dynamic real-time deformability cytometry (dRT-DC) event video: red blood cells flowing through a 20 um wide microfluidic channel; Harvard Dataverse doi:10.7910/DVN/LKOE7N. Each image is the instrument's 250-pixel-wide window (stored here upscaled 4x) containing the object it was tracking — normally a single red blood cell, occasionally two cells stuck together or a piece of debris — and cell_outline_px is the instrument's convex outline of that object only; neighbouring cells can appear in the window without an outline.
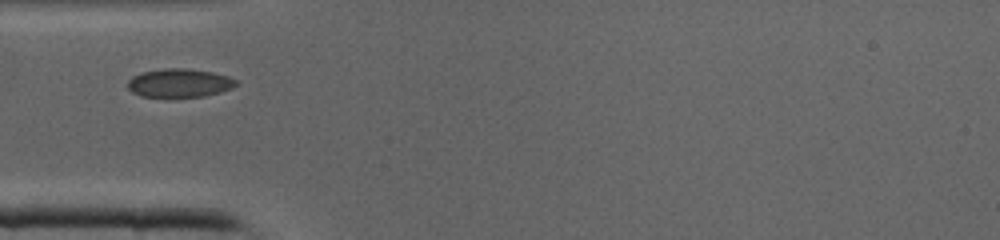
{"species": "common noctule bat (a hibernating species)", "species_latin": "Nyctalus noctula", "temperature_condition": "cold", "stored_images_in_passage": 29, "camera_frame_rate_fps": 3000, "um_per_image_px": 0.085, "animal": {"sex": "male", "body_mass_g": 19.0, "forearm_length_mm": 50.8}, "frame": {"image": 1, "passage_image": 1, "time_ms": 0.0, "image_size_px": [1000, 240], "cell_outline_px": [[236, 84], [232, 88], [220, 92], [204, 96], [140, 96], [132, 92], [128, 88], [128, 80], [132, 76], [140, 72], [164, 68], [184, 68], [212, 72], [228, 76], [236, 80]], "centroid_in_image_um": [15.22, 7.04], "position_along_channel_um": 69.8, "area_um2": 17.86}}
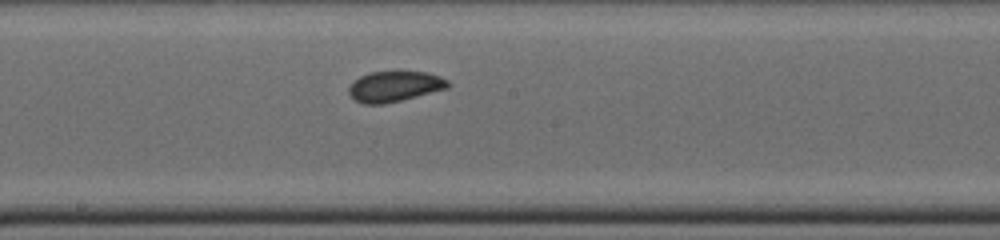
{"frame": {"image": 2, "passage_image": 10, "time_ms": 3.0, "image_size_px": [1000, 240], "cell_outline_px": [[452, 84], [448, 88], [384, 104], [364, 104], [356, 100], [348, 92], [348, 88], [360, 76], [368, 72], [428, 72], [440, 76], [448, 80]], "centroid_in_image_um": [33.57, 7.34], "position_along_channel_um": 214.6, "area_um2": 17.46}}
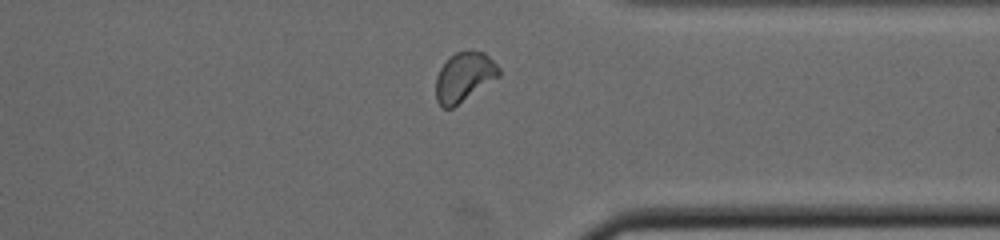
{"frame": {"image": 3, "passage_image": 20, "time_ms": 6.333, "image_size_px": [1000, 240], "cell_outline_px": [[500, 76], [452, 108], [444, 108], [436, 100], [436, 76], [440, 68], [456, 52], [484, 52], [500, 68]], "centroid_in_image_um": [39.45, 6.56], "position_along_channel_um": 371.9, "area_um2": 17.69}}